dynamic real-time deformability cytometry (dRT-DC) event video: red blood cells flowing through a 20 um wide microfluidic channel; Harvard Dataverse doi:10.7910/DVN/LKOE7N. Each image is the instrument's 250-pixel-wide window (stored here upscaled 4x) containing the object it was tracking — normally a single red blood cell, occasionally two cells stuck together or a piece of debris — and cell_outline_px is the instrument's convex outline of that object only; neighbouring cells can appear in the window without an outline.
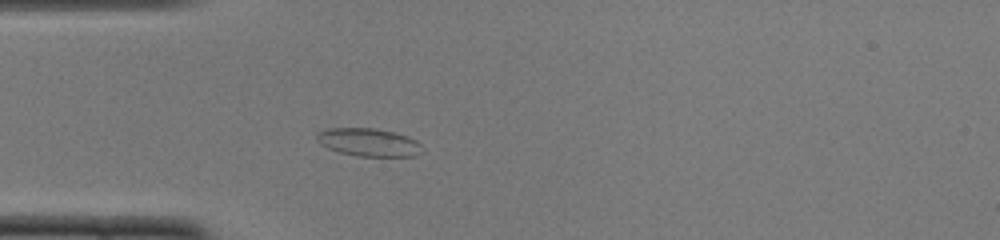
{"species": "common noctule bat (a hibernating species)", "species_latin": "Nyctalus noctula", "temperature_condition": "cold", "stored_images_in_passage": 47, "camera_frame_rate_fps": 3000, "um_per_image_px": 0.085, "animal": {"sex": "female", "body_mass_g": 22.0, "forearm_length_mm": 56.7}, "frame": {"image": 1, "passage_image": 11, "time_ms": 3.333, "image_size_px": [1000, 240], "cell_outline_px": [[420, 152], [416, 156], [356, 156], [340, 152], [328, 148], [320, 144], [316, 140], [316, 136], [320, 132], [328, 128], [372, 128], [392, 132], [408, 136], [416, 140], [420, 144]], "centroid_in_image_um": [31.31, 12.1], "position_along_channel_um": 53.7, "area_um2": 16.99}}
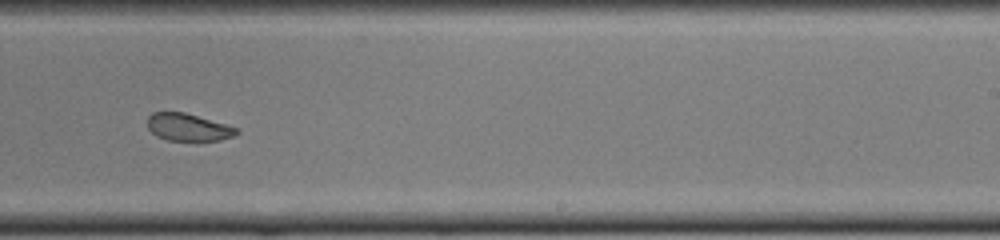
{"frame": {"image": 2, "passage_image": 28, "time_ms": 9.0, "image_size_px": [1000, 240], "cell_outline_px": [[240, 132], [232, 136], [220, 140], [196, 144], [168, 140], [156, 136], [148, 128], [148, 116], [152, 112], [184, 112], [240, 128]], "centroid_in_image_um": [16.03, 10.87], "position_along_channel_um": 273.0, "area_um2": 14.91}}
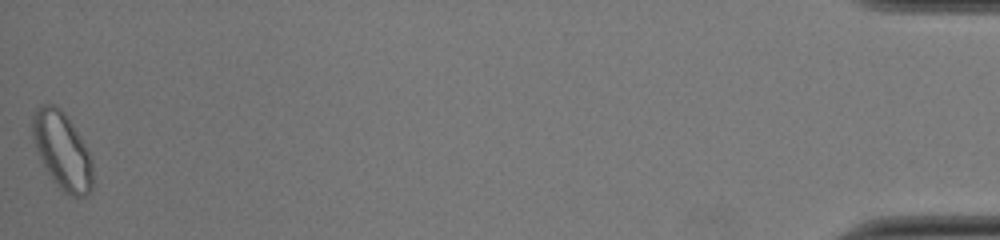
{"frame": {"image": 3, "passage_image": 47, "time_ms": 15.333, "image_size_px": [1000, 240], "cell_outline_px": [[92, 188], [88, 196], [72, 196], [64, 192], [52, 180], [36, 148], [32, 136], [32, 116], [36, 108], [40, 104], [52, 104], [60, 108], [64, 112], [72, 124], [88, 152], [92, 164]], "centroid_in_image_um": [5.27, 12.8], "position_along_channel_um": 429.9, "area_um2": 26.65}, "authors_computed_cell_mechanics": {"area_um2": 16.9932, "velocity_mm_per_s": 3.9813, "shape_relaxation_time_tau1_ms": null, "shape_relaxation_time_tau2_ms": 1.5629, "deformation_change_tau1": null, "deformation_change_tau2": 0.0585}}